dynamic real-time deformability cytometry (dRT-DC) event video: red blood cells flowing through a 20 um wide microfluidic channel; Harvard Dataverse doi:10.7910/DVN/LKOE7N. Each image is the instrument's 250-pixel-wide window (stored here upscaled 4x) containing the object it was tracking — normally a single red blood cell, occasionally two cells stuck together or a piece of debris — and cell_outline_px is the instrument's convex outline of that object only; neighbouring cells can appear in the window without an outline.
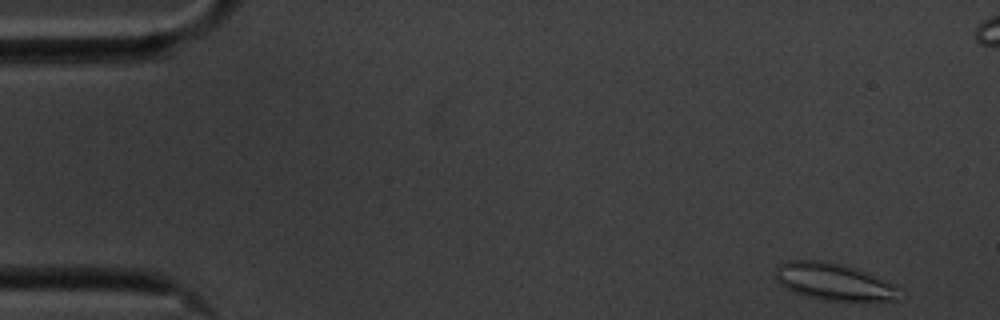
{"species": "common noctule bat (a hibernating species)", "species_latin": "Nyctalus noctula", "temperature_condition": "cold", "stored_images_in_passage": 56, "camera_frame_rate_fps": 3000, "um_per_image_px": 0.085, "animal": {"sex": "male", "body_mass_g": 20.1, "forearm_length_mm": 53.5}, "frame": {"image": 1, "passage_image": 1, "time_ms": 0.0, "image_size_px": [1000, 320], "cell_outline_px": [[896, 300], [824, 300], [804, 296], [784, 288], [776, 280], [776, 268], [784, 260], [824, 260], [856, 268], [896, 288]], "centroid_in_image_um": [70.69, 23.92], "position_along_channel_um": 14.3, "area_um2": 25.95}}
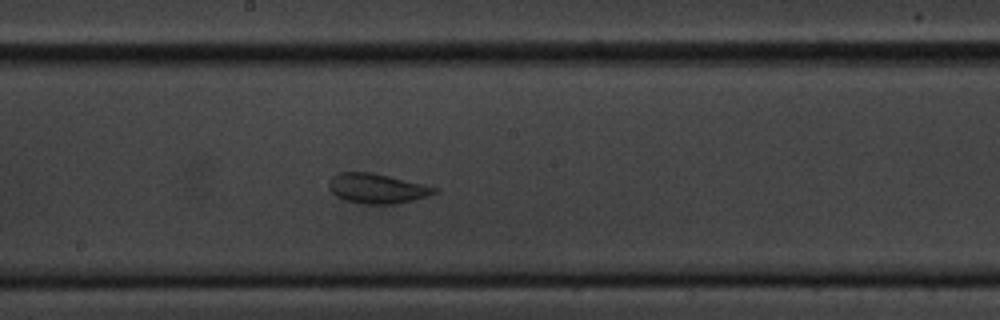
{"frame": {"image": 2, "passage_image": 28, "time_ms": 9.0, "image_size_px": [1000, 320], "cell_outline_px": [[440, 192], [412, 200], [396, 204], [364, 204], [348, 200], [336, 196], [328, 188], [328, 184], [332, 176], [340, 172], [372, 172], [440, 188]], "centroid_in_image_um": [32.06, 16.01], "position_along_channel_um": 216.1, "area_um2": 18.32}}
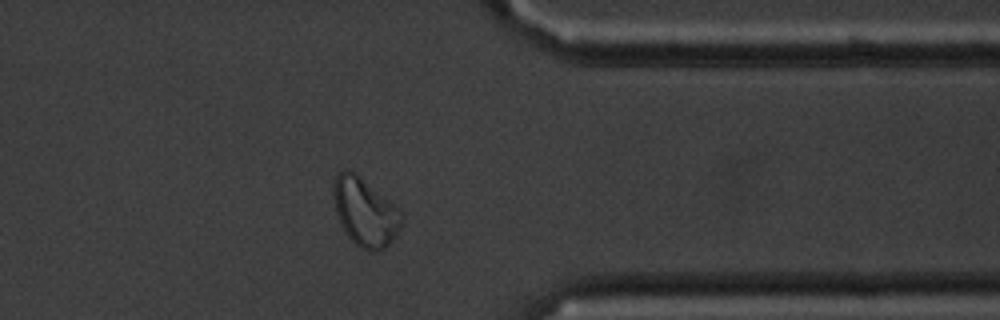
{"frame": {"image": 3, "passage_image": 43, "time_ms": 14.0, "image_size_px": [1000, 320], "cell_outline_px": [[404, 220], [400, 228], [392, 240], [384, 248], [376, 252], [372, 252], [360, 248], [348, 236], [336, 212], [332, 196], [332, 184], [336, 172], [344, 168], [348, 168], [356, 172], [400, 208], [404, 216]], "centroid_in_image_um": [31.03, 17.96], "position_along_channel_um": 380.4, "area_um2": 27.63}, "authors_computed_cell_mechanics": {"area_um2": 22.0218, "velocity_mm_per_s": 3.4658, "shape_relaxation_time_tau1_ms": null, "shape_relaxation_time_tau2_ms": 1.3105, "deformation_change_tau1": null, "deformation_change_tau2": 0.0674}}